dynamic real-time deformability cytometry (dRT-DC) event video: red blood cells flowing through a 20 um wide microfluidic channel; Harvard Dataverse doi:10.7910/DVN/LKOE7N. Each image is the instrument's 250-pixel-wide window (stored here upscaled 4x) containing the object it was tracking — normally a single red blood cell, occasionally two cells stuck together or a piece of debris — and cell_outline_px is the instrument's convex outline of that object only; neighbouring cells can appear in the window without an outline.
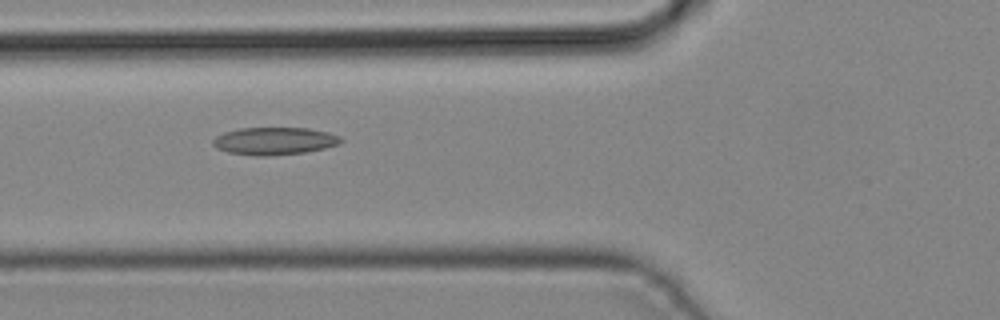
{"species": "common noctule bat (a hibernating species)", "species_latin": "Nyctalus noctula", "temperature_condition": "cold", "stored_images_in_passage": 6, "camera_frame_rate_fps": 3000, "um_per_image_px": 0.085, "animal": {"sex": "male", "body_mass_g": 19.2, "forearm_length_mm": 51.8}, "frame": {"image": 1, "passage_image": 5, "time_ms": 1.333, "image_size_px": [1000, 320], "cell_outline_px": [[344, 140], [340, 144], [324, 148], [304, 152], [268, 156], [256, 156], [228, 152], [216, 148], [212, 144], [212, 140], [216, 136], [224, 132], [240, 128], [308, 128], [328, 132], [340, 136]], "centroid_in_image_um": [23.32, 11.98], "position_along_channel_um": 102.5, "area_um2": 20.58}}
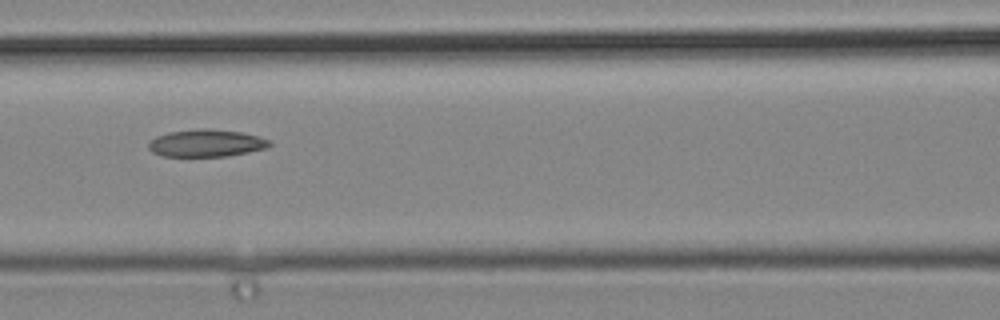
{"frame": {"image": 2, "passage_image": 6, "time_ms": 1.667, "image_size_px": [1000, 320], "cell_outline_px": [[272, 144], [264, 148], [248, 152], [228, 156], [160, 156], [152, 152], [148, 148], [148, 144], [156, 136], [168, 132], [196, 128], [208, 128], [240, 132], [260, 136], [272, 140]], "centroid_in_image_um": [17.53, 12.16], "position_along_channel_um": 149.1, "area_um2": 19.42}}